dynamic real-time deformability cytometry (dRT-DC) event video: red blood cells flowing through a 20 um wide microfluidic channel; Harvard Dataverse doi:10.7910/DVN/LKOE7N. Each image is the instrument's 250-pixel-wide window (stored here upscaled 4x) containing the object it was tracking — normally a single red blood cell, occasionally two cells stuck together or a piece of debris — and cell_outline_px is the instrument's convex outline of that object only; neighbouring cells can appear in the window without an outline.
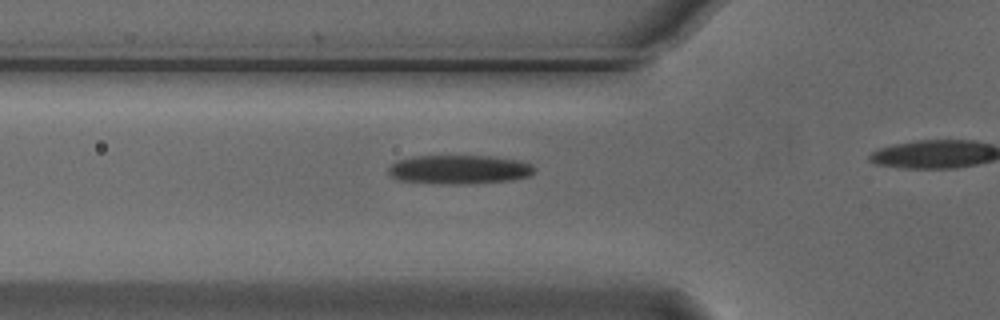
{"species": "Egyptian fruit bat (a non-hibernating species)", "species_latin": "Rousettus aegyptiacus", "temperature_condition": "cold", "stored_images_in_passage": 19, "camera_frame_rate_fps": 3000, "um_per_image_px": 0.085, "animal": {"sex": "male"}, "frame": {"image": 1, "passage_image": 14, "time_ms": 4.333, "image_size_px": [1000, 320], "cell_outline_px": [[536, 168], [528, 176], [512, 180], [468, 184], [440, 184], [400, 180], [392, 176], [388, 172], [388, 168], [396, 160], [412, 156], [488, 156], [520, 160], [532, 164]], "centroid_in_image_um": [39.03, 14.4], "position_along_channel_um": 86.8, "area_um2": 24.74}}